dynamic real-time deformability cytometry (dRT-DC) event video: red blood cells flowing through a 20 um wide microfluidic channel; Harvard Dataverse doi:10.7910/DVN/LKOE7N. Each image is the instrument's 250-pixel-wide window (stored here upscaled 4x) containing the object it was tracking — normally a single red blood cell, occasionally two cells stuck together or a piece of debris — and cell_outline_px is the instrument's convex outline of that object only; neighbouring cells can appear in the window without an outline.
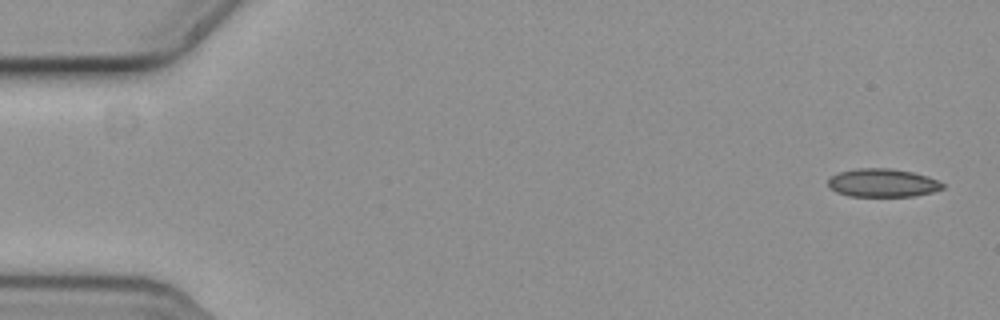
{"species": "common noctule bat (a hibernating species)", "species_latin": "Nyctalus noctula", "temperature_condition": "cold", "stored_images_in_passage": 5, "camera_frame_rate_fps": 3000, "um_per_image_px": 0.085, "animal": {"sex": "female", "body_mass_g": 19.3, "forearm_length_mm": 54.1}, "frame": {"image": 1, "passage_image": 1, "time_ms": 0.0, "image_size_px": [1000, 320], "cell_outline_px": [[944, 188], [932, 192], [912, 196], [848, 196], [836, 192], [828, 188], [828, 180], [832, 176], [840, 172], [856, 168], [892, 168], [912, 172], [928, 176], [944, 184]], "centroid_in_image_um": [75.0, 15.54], "position_along_channel_um": 10.0, "area_um2": 18.9}}